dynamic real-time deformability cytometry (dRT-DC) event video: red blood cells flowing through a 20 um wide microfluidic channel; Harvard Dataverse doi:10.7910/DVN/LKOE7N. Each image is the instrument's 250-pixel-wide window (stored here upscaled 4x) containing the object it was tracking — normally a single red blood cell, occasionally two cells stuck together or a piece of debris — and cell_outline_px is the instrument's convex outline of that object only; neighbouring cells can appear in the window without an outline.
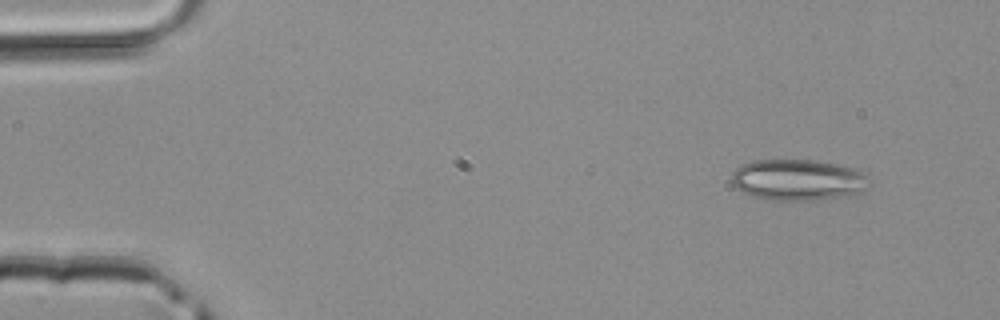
{"species": "common noctule bat (a hibernating species)", "species_latin": "Nyctalus noctula", "temperature_condition": "room temperature", "stored_images_in_passage": 3, "camera_frame_rate_fps": 3000, "um_per_image_px": 0.085, "animal": {"sex": "male", "body_mass_g": 20.4}, "frame": {"image": 1, "passage_image": 1, "time_ms": 0.0, "image_size_px": [1000, 320], "cell_outline_px": [[868, 188], [852, 196], [820, 200], [764, 200], [752, 196], [736, 188], [732, 184], [732, 172], [740, 164], [752, 160], [816, 160], [836, 164], [868, 172]], "centroid_in_image_um": [67.85, 15.3], "position_along_channel_um": 17.1, "area_um2": 33.64}}